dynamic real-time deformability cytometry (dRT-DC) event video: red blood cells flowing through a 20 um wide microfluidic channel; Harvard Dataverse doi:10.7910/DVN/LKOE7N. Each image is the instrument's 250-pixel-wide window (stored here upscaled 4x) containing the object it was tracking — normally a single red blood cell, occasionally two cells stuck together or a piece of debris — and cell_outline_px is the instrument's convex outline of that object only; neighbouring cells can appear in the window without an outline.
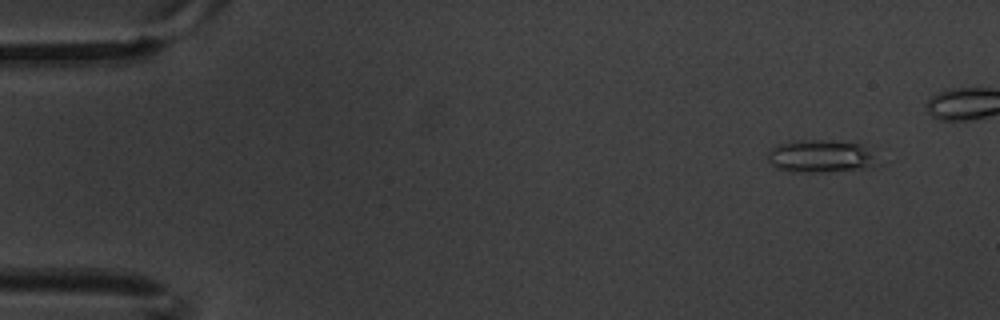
{"species": "common noctule bat (a hibernating species)", "species_latin": "Nyctalus noctula", "temperature_condition": "warm", "stored_images_in_passage": 7, "camera_frame_rate_fps": 3000, "um_per_image_px": 0.085, "animal": {"sex": "male", "body_mass_g": 20.1, "forearm_length_mm": 53.5}, "frame": {"image": 1, "passage_image": 1, "time_ms": 0.0, "image_size_px": [1000, 320], "cell_outline_px": [[876, 164], [864, 168], [824, 172], [788, 172], [776, 168], [768, 160], [768, 152], [772, 148], [780, 144], [800, 140], [828, 140], [864, 144], [872, 156]], "centroid_in_image_um": [69.69, 13.28], "position_along_channel_um": 15.3, "area_um2": 20.63}}
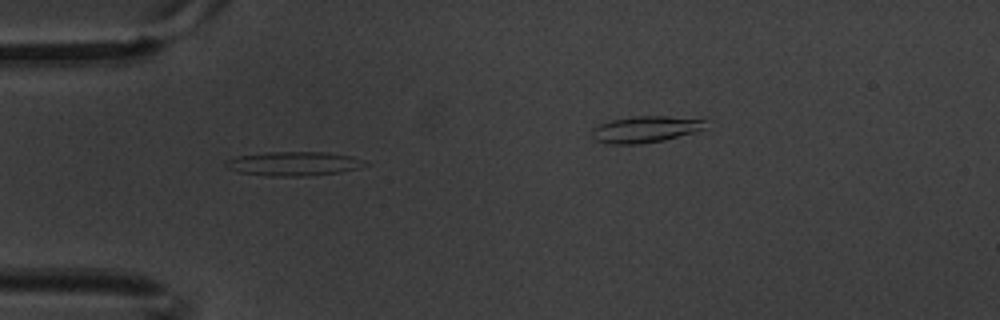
{"frame": {"image": 2, "passage_image": 5, "time_ms": 1.333, "image_size_px": [1000, 320], "cell_outline_px": [[368, 164], [360, 168], [340, 172], [304, 176], [268, 176], [240, 172], [228, 168], [224, 164], [224, 160], [236, 156], [264, 152], [328, 152], [352, 156], [364, 160]], "centroid_in_image_um": [24.96, 13.9], "position_along_channel_um": 60.0, "area_um2": 19.71}}